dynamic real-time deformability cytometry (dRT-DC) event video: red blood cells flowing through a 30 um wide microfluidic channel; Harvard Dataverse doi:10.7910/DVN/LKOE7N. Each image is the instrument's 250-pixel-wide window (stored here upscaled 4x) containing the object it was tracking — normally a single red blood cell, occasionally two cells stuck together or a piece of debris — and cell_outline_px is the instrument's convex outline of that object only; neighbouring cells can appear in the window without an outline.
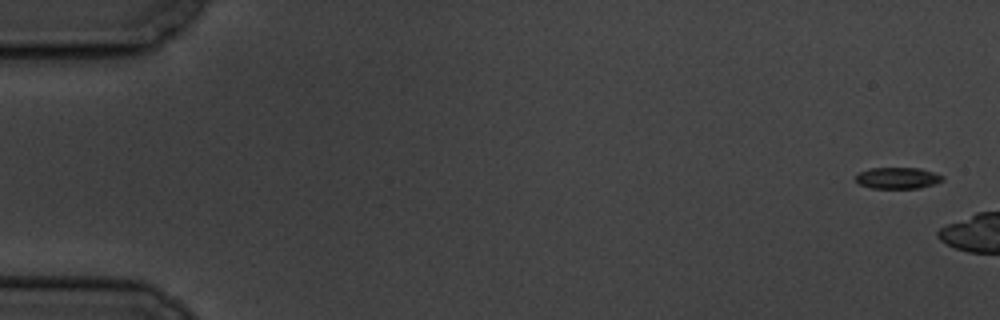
{"species": "common noctule bat (a hibernating species)", "species_latin": "Nyctalus noctula", "temperature_condition": "cold", "stored_images_in_passage": 4, "camera_frame_rate_fps": 3000, "um_per_image_px": 0.085, "animal": {"sex": "male", "body_mass_g": 19.5, "forearm_length_mm": 54.6}, "frame": {"image": 1, "passage_image": 1, "time_ms": 0.0, "image_size_px": [1000, 320], "cell_outline_px": [[944, 180], [936, 184], [920, 188], [872, 188], [860, 184], [856, 180], [856, 176], [860, 172], [868, 168], [920, 168], [944, 176]], "centroid_in_image_um": [76.34, 15.13], "position_along_channel_um": 8.7, "area_um2": 10.81}}